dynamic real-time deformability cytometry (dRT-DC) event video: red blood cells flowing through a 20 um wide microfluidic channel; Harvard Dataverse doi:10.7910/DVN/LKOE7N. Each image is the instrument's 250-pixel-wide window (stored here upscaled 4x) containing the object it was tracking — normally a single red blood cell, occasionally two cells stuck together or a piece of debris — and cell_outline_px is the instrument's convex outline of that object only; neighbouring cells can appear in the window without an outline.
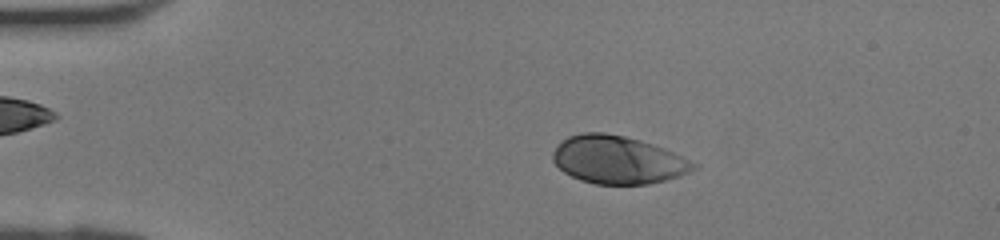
{"species": "human", "species_latin": "Homo sapiens", "temperature_condition": "room temperature", "stored_images_in_passage": 41, "camera_frame_rate_fps": 3000, "um_per_image_px": 0.085, "donor": {"sex": "female"}, "frame": {"image": 1, "passage_image": 8, "time_ms": 2.333, "image_size_px": [1000, 240], "cell_outline_px": [[700, 164], [696, 168], [680, 176], [648, 184], [596, 184], [580, 180], [564, 172], [552, 160], [552, 152], [560, 140], [568, 136], [580, 132], [604, 132], [624, 136], [640, 140], [664, 148]], "centroid_in_image_um": [52.5, 13.57], "position_along_channel_um": 32.5, "area_um2": 39.42}}
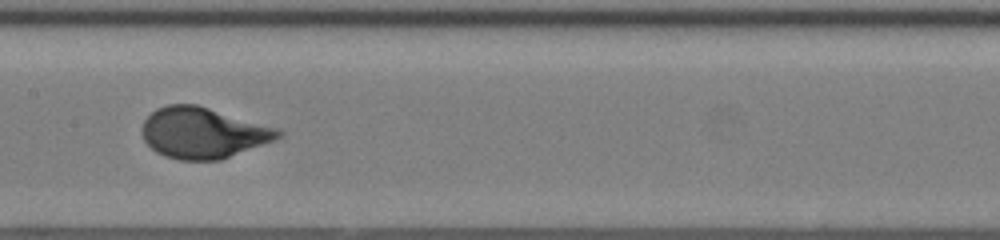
{"frame": {"image": 2, "passage_image": 21, "time_ms": 6.667, "image_size_px": [1000, 240], "cell_outline_px": [[284, 136], [276, 140], [220, 160], [180, 160], [164, 156], [156, 152], [144, 140], [144, 120], [156, 108], [168, 104], [196, 104], [280, 128], [284, 132]], "centroid_in_image_um": [17.32, 11.29], "position_along_channel_um": 190.1, "area_um2": 40.46}}
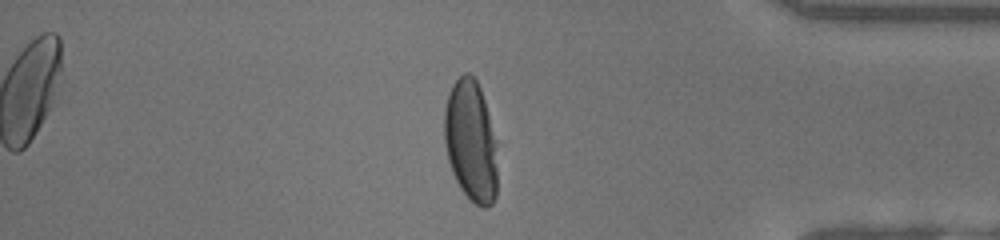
{"frame": {"image": 3, "passage_image": 35, "time_ms": 11.333, "image_size_px": [1000, 240], "cell_outline_px": [[496, 196], [492, 204], [488, 208], [484, 208], [476, 204], [460, 188], [452, 172], [448, 160], [444, 144], [444, 108], [448, 92], [452, 84], [464, 72], [468, 72], [476, 80], [480, 88], [484, 100], [496, 140]], "centroid_in_image_um": [40.0, 11.98], "position_along_channel_um": 395.2, "area_um2": 37.69}}